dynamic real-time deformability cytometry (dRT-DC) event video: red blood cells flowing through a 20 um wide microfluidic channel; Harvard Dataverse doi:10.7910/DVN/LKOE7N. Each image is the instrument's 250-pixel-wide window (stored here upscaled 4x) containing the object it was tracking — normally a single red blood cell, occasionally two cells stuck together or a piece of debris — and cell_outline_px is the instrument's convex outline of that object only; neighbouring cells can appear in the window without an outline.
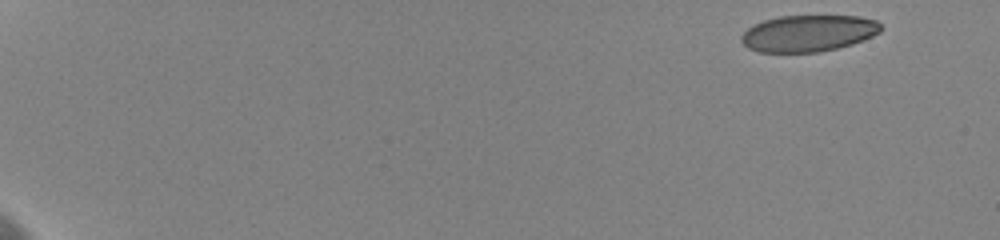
{"species": "human", "species_latin": "Homo sapiens", "temperature_condition": "cold", "stored_images_in_passage": 8, "camera_frame_rate_fps": 3000, "um_per_image_px": 0.085, "donor": {"sex": "female"}, "frame": {"image": 1, "passage_image": 1, "time_ms": 0.0, "image_size_px": [1000, 240], "cell_outline_px": [[880, 32], [872, 36], [852, 44], [836, 48], [816, 52], [760, 52], [748, 48], [740, 40], [740, 36], [748, 28], [764, 20], [780, 16], [860, 16], [876, 20], [880, 24]], "centroid_in_image_um": [68.7, 2.83], "position_along_channel_um": 16.3, "area_um2": 29.54}}
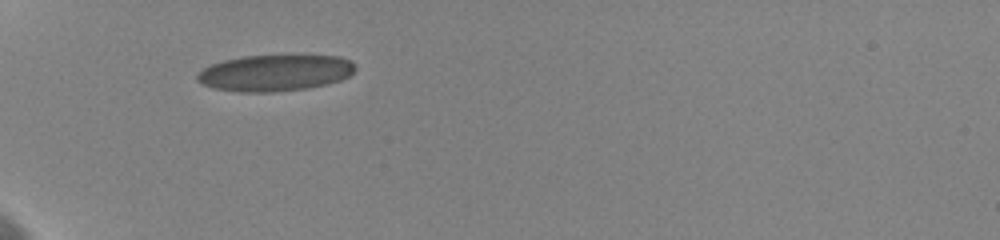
{"frame": {"image": 2, "passage_image": 6, "time_ms": 5.667, "image_size_px": [1000, 240], "cell_outline_px": [[356, 68], [348, 76], [340, 80], [328, 84], [308, 88], [272, 92], [240, 92], [212, 88], [196, 80], [196, 76], [204, 68], [212, 64], [224, 60], [244, 56], [340, 56], [352, 60], [356, 64]], "centroid_in_image_um": [23.4, 6.2], "position_along_channel_um": 61.6, "area_um2": 33.41}}